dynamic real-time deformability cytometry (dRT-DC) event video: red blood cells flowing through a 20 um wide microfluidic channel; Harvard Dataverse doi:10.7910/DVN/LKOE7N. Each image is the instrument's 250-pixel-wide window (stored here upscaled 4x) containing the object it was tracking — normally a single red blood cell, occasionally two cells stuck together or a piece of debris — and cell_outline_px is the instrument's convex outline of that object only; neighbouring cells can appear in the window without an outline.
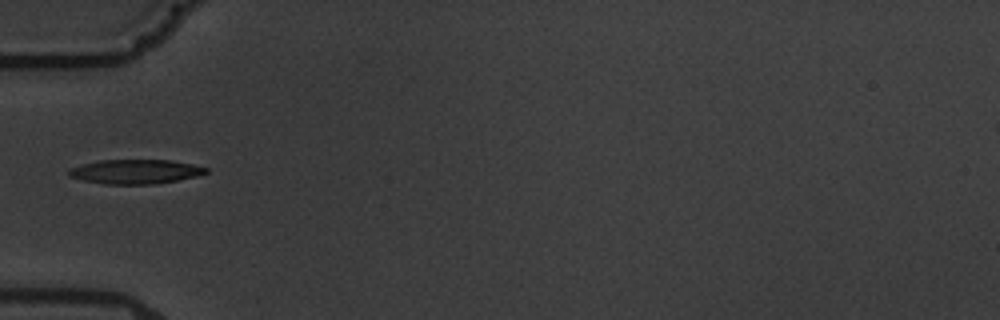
{"species": "common noctule bat (a hibernating species)", "species_latin": "Nyctalus noctula", "temperature_condition": "warm", "stored_images_in_passage": 1, "camera_frame_rate_fps": 3000, "um_per_image_px": 0.085, "animal": {"sex": "male", "body_mass_g": 19.5, "forearm_length_mm": 54.6}, "frame": {"image": 1, "passage_image": 1, "time_ms": 0.0, "image_size_px": [1000, 320], "cell_outline_px": [[208, 172], [196, 176], [156, 184], [104, 184], [84, 180], [68, 176], [68, 168], [80, 164], [100, 160], [172, 160], [192, 164], [208, 168]], "centroid_in_image_um": [11.47, 14.58], "position_along_channel_um": 73.5, "area_um2": 19.48}}